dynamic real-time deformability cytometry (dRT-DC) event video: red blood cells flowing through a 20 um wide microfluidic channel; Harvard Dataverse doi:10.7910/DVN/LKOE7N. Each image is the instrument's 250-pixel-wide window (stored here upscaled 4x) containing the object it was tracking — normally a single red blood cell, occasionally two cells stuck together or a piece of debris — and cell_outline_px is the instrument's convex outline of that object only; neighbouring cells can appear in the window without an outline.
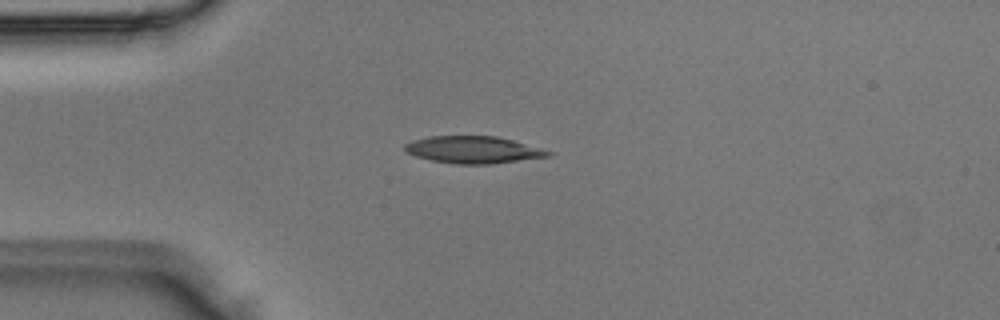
{"species": "Egyptian fruit bat (a non-hibernating species)", "species_latin": "Rousettus aegyptiacus", "temperature_condition": "room temperature", "stored_images_in_passage": 2, "camera_frame_rate_fps": 3000, "um_per_image_px": 0.085, "animal": {"sex": "male"}, "frame": {"image": 1, "passage_image": 2, "time_ms": 0.333, "image_size_px": [1000, 320], "cell_outline_px": [[552, 152], [548, 156], [492, 164], [456, 164], [432, 160], [416, 156], [408, 152], [404, 148], [404, 144], [412, 140], [428, 136], [496, 136], [512, 140]], "centroid_in_image_um": [40.17, 12.72], "position_along_channel_um": 44.8, "area_um2": 22.31}}